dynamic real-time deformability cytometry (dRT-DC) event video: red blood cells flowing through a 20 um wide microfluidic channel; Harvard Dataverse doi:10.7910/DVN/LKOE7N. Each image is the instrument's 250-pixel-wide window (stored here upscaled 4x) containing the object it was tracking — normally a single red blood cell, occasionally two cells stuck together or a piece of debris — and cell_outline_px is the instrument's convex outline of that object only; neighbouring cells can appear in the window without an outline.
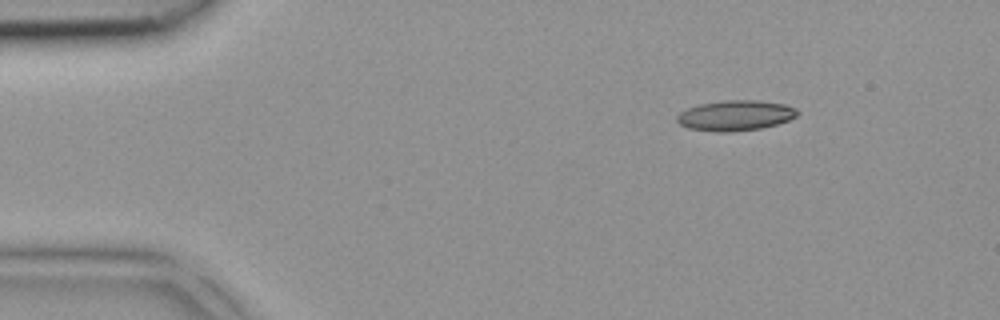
{"species": "common noctule bat (a hibernating species)", "species_latin": "Nyctalus noctula", "temperature_condition": "room temperature", "stored_images_in_passage": 3, "camera_frame_rate_fps": 3000, "um_per_image_px": 0.085, "animal": {"sex": "female", "body_mass_g": 18.4}, "frame": {"image": 1, "passage_image": 1, "time_ms": 0.0, "image_size_px": [1000, 320], "cell_outline_px": [[800, 112], [796, 116], [788, 120], [776, 124], [760, 128], [728, 132], [716, 132], [688, 128], [680, 124], [676, 120], [676, 116], [680, 112], [688, 108], [700, 104], [724, 100], [756, 100], [784, 104], [796, 108]], "centroid_in_image_um": [62.5, 9.81], "position_along_channel_um": 22.5, "area_um2": 21.21}}
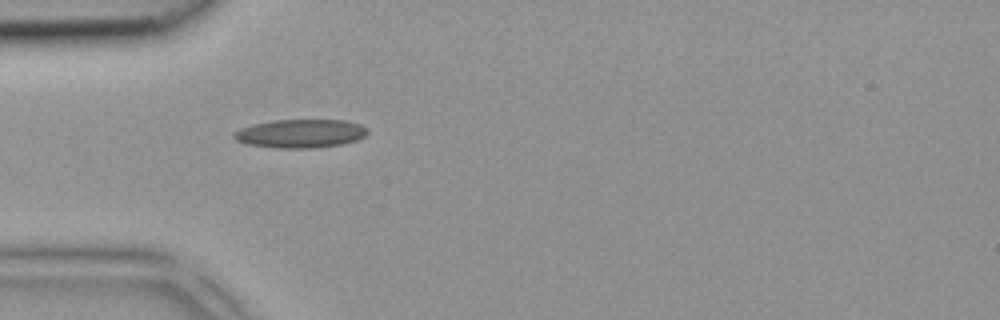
{"frame": {"image": 2, "passage_image": 3, "time_ms": 0.667, "image_size_px": [1000, 320], "cell_outline_px": [[368, 132], [364, 136], [356, 140], [340, 144], [312, 148], [276, 148], [248, 144], [236, 140], [232, 136], [232, 132], [240, 128], [252, 124], [272, 120], [344, 120], [360, 124], [368, 128]], "centroid_in_image_um": [25.51, 11.34], "position_along_channel_um": 59.5, "area_um2": 22.25}}